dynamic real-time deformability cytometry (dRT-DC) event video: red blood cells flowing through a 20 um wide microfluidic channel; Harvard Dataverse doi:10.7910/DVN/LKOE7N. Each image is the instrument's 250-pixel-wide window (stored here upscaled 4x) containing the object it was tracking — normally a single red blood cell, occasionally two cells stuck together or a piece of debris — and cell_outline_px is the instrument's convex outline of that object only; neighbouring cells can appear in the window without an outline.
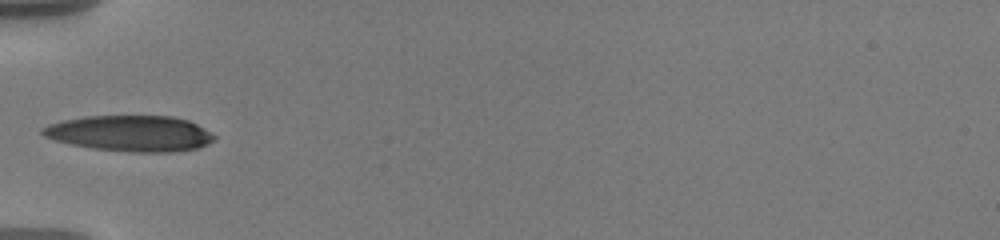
{"species": "human", "species_latin": "Homo sapiens", "temperature_condition": "warm", "stored_images_in_passage": 37, "camera_frame_rate_fps": 3000, "um_per_image_px": 0.085, "donor": {"sex": "male"}, "frame": {"image": 1, "passage_image": 1, "time_ms": 0.0, "image_size_px": [1000, 240], "cell_outline_px": [[216, 140], [208, 144], [196, 148], [172, 152], [132, 152], [92, 148], [72, 144], [56, 140], [44, 136], [40, 132], [40, 128], [48, 124], [64, 120], [84, 116], [172, 116], [188, 120], [204, 128], [216, 136]], "centroid_in_image_um": [11.08, 11.33], "position_along_channel_um": 73.9, "area_um2": 35.89}}
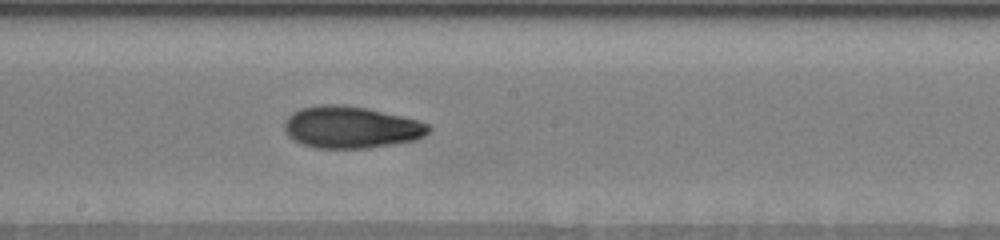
{"frame": {"image": 2, "passage_image": 13, "time_ms": 4.0, "image_size_px": [1000, 240], "cell_outline_px": [[432, 128], [424, 136], [416, 140], [368, 148], [316, 148], [292, 140], [284, 132], [284, 120], [292, 112], [300, 108], [324, 104], [344, 104], [368, 108], [420, 120], [428, 124]], "centroid_in_image_um": [29.83, 10.81], "position_along_channel_um": 218.4, "area_um2": 35.6}}
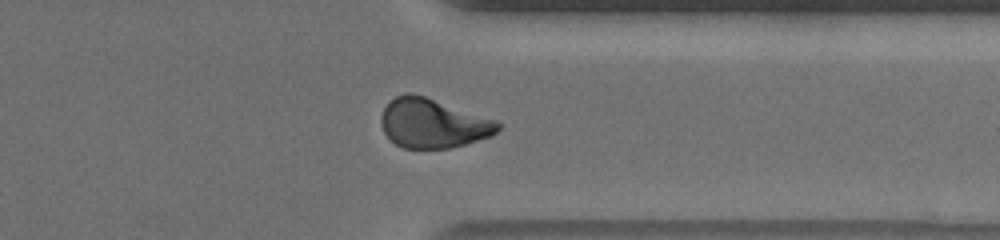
{"frame": {"image": 3, "passage_image": 26, "time_ms": 8.333, "image_size_px": [1000, 240], "cell_outline_px": [[500, 128], [492, 136], [464, 144], [448, 148], [404, 148], [396, 144], [384, 132], [380, 124], [380, 116], [384, 108], [396, 96], [408, 92], [424, 96], [496, 120], [500, 124]], "centroid_in_image_um": [36.78, 10.48], "position_along_channel_um": 374.6, "area_um2": 33.18}, "authors_computed_cell_mechanics": {"area_um2": 33.813, "velocity_mm_per_s": 3.6139, "shape_relaxation_time_tau1_ms": 10.6134, "shape_relaxation_time_tau2_ms": 2.401, "deformation_change_tau1": 0.2678, "deformation_change_tau2": 0.0824}}